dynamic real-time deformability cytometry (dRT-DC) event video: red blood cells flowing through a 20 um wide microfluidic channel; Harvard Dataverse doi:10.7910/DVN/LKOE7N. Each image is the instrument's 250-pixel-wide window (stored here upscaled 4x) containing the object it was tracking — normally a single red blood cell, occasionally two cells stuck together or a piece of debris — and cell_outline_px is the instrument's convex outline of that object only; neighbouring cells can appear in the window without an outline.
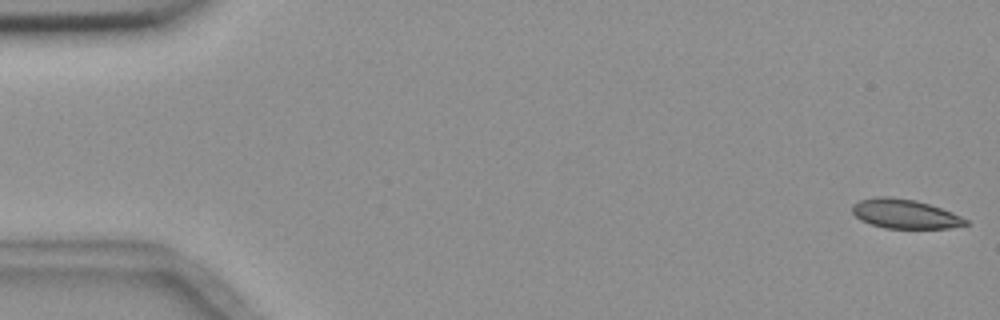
{"species": "common noctule bat (a hibernating species)", "species_latin": "Nyctalus noctula", "temperature_condition": "room temperature", "stored_images_in_passage": 6, "camera_frame_rate_fps": 3000, "um_per_image_px": 0.085, "animal": {"sex": "female", "body_mass_g": 18.4}, "frame": {"image": 1, "passage_image": 1, "time_ms": 0.0, "image_size_px": [1000, 320], "cell_outline_px": [[968, 224], [948, 228], [884, 228], [860, 220], [852, 212], [852, 204], [860, 200], [876, 196], [892, 196], [916, 200], [952, 212], [968, 220]], "centroid_in_image_um": [76.88, 18.17], "position_along_channel_um": 8.1, "area_um2": 19.31}}
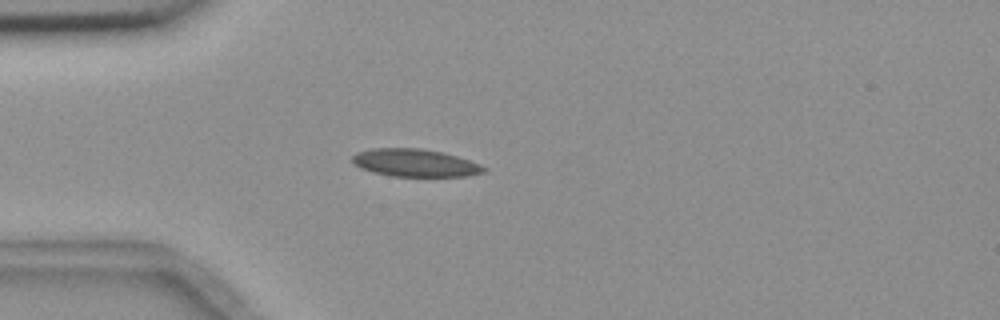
{"frame": {"image": 2, "passage_image": 5, "time_ms": 4.667, "image_size_px": [1000, 320], "cell_outline_px": [[488, 168], [484, 172], [468, 176], [392, 176], [372, 172], [360, 168], [352, 164], [352, 156], [356, 152], [372, 148], [420, 148], [444, 152], [480, 164]], "centroid_in_image_um": [35.25, 13.84], "position_along_channel_um": 49.8, "area_um2": 21.33}}